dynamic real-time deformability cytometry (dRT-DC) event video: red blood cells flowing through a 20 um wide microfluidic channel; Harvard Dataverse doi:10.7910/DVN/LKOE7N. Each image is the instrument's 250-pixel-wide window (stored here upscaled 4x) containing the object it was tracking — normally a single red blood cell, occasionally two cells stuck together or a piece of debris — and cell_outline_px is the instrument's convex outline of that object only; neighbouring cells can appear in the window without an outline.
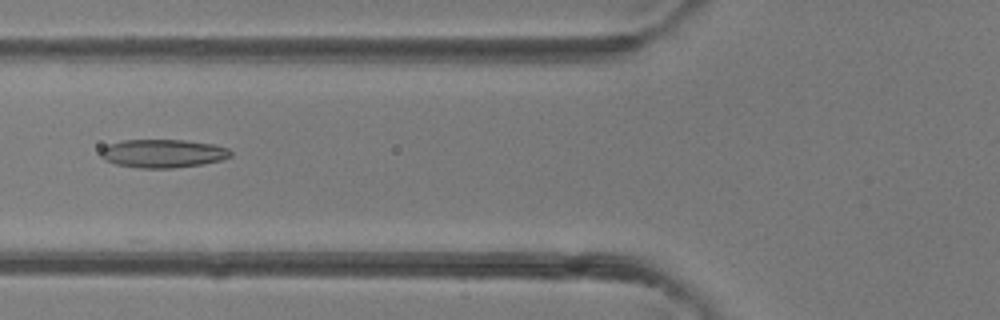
{"species": "common noctule bat (a hibernating species)", "species_latin": "Nyctalus noctula", "temperature_condition": "room temperature", "stored_images_in_passage": 3, "camera_frame_rate_fps": 3000, "um_per_image_px": 0.085, "animal": {"sex": "female"}, "frame": {"image": 1, "passage_image": 2, "time_ms": 1.333, "image_size_px": [1000, 320], "cell_outline_px": [[232, 156], [220, 160], [204, 164], [172, 168], [140, 168], [116, 164], [104, 160], [100, 156], [100, 148], [108, 144], [124, 140], [184, 140], [212, 144], [228, 148], [232, 152]], "centroid_in_image_um": [13.82, 13.04], "position_along_channel_um": 112.0, "area_um2": 21.56}}
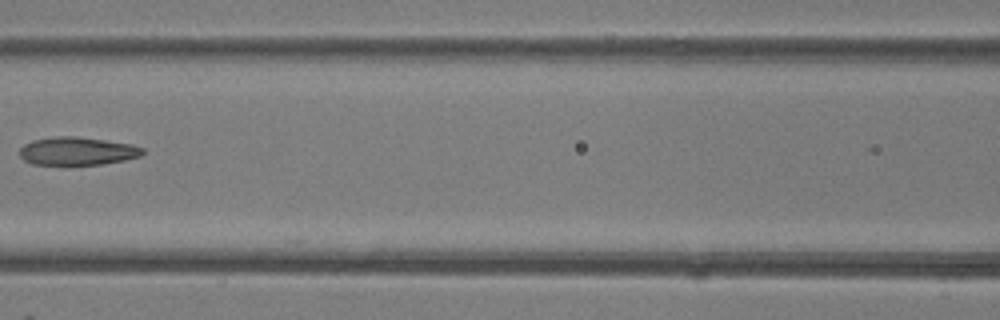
{"frame": {"image": 2, "passage_image": 3, "time_ms": 2.333, "image_size_px": [1000, 320], "cell_outline_px": [[144, 152], [140, 156], [124, 160], [100, 164], [32, 164], [24, 160], [20, 156], [20, 148], [24, 144], [32, 140], [56, 136], [76, 136], [132, 144], [144, 148]], "centroid_in_image_um": [6.56, 12.83], "position_along_channel_um": 160.0, "area_um2": 20.0}}